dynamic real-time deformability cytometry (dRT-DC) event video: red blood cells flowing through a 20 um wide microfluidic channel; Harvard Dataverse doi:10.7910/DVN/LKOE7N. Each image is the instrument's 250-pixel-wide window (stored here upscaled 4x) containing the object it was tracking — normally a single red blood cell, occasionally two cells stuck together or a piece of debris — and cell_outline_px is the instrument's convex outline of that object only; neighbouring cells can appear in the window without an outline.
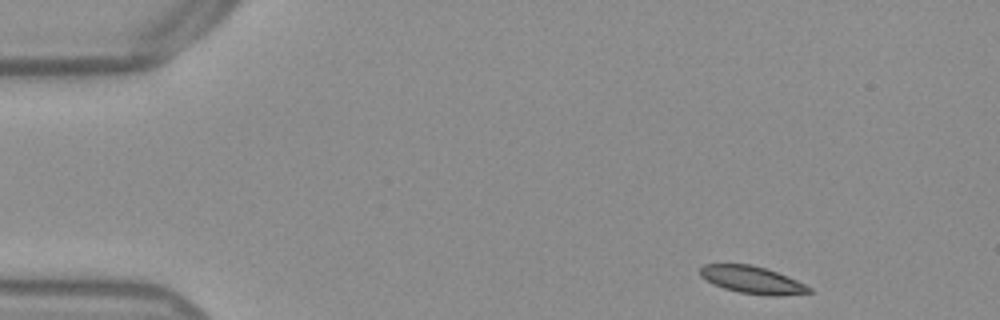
{"species": "Egyptian fruit bat (a non-hibernating species)", "species_latin": "Rousettus aegyptiacus", "temperature_condition": "warm", "stored_images_in_passage": 48, "camera_frame_rate_fps": 3000, "um_per_image_px": 0.085, "frame": {"image": 1, "passage_image": 1, "time_ms": 0.0, "image_size_px": [1000, 320], "cell_outline_px": [[812, 292], [780, 296], [764, 296], [740, 292], [724, 288], [712, 284], [700, 276], [700, 268], [704, 264], [752, 264], [788, 276], [812, 288]], "centroid_in_image_um": [63.93, 23.8], "position_along_channel_um": 21.1, "area_um2": 17.4}}
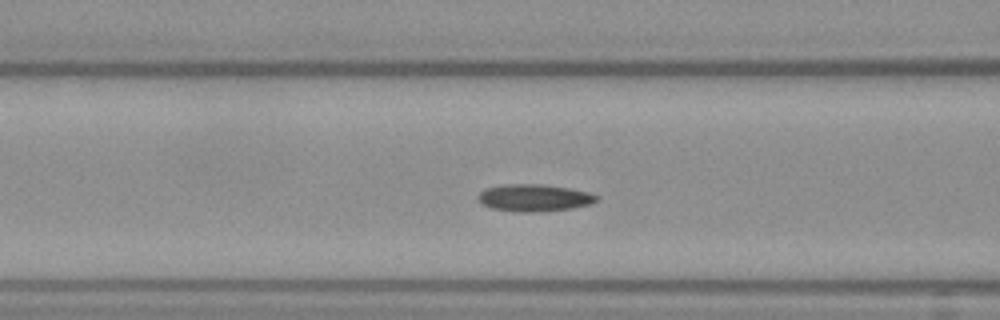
{"frame": {"image": 2, "passage_image": 16, "time_ms": 5.0, "image_size_px": [1000, 320], "cell_outline_px": [[600, 196], [592, 204], [572, 208], [532, 212], [520, 212], [492, 208], [480, 204], [476, 196], [480, 192], [488, 188], [504, 184], [540, 184], [568, 188], [588, 192]], "centroid_in_image_um": [45.39, 16.81], "position_along_channel_um": 121.2, "area_um2": 18.67}}
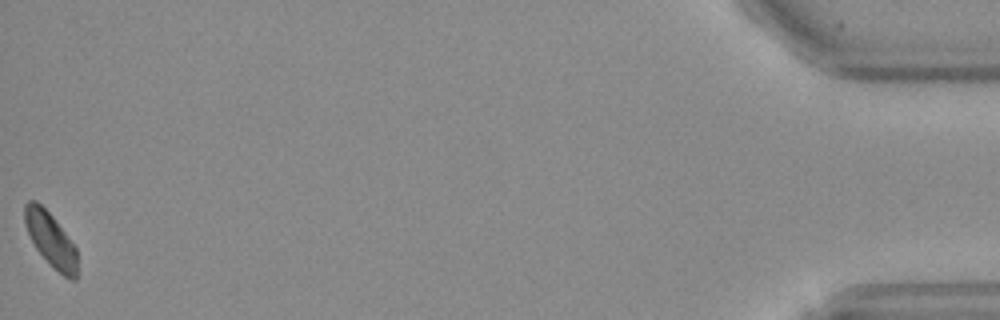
{"frame": {"image": 3, "passage_image": 48, "time_ms": 15.667, "image_size_px": [1000, 320], "cell_outline_px": [[76, 280], [72, 280], [64, 276], [36, 248], [24, 224], [24, 204], [28, 200], [36, 200], [52, 216], [76, 248]], "centroid_in_image_um": [4.28, 20.31], "position_along_channel_um": 430.9, "area_um2": 15.95}, "authors_computed_cell_mechanics": {"area_um2": 18.0914, "velocity_mm_per_s": 3.8135, "shape_relaxation_time_tau1_ms": null, "shape_relaxation_time_tau2_ms": 3.256, "deformation_change_tau1": null, "deformation_change_tau2": 0.0542}}